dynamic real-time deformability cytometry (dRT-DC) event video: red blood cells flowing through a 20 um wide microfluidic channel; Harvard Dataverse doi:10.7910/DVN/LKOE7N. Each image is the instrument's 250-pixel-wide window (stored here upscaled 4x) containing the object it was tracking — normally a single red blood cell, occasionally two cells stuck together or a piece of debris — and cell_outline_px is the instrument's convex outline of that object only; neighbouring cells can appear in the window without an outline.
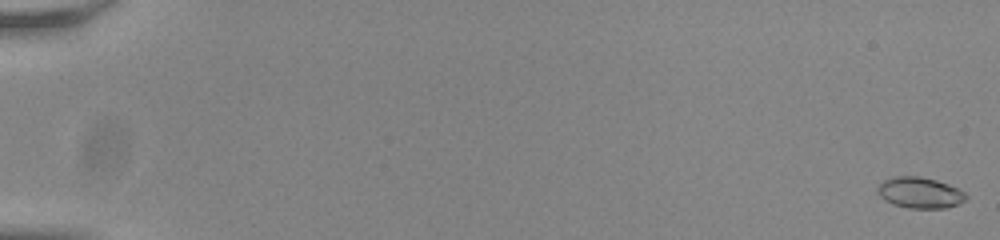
{"species": "common noctule bat (a hibernating species)", "species_latin": "Nyctalus noctula", "temperature_condition": "room temperature", "stored_images_in_passage": 56, "camera_frame_rate_fps": 3000, "um_per_image_px": 0.085, "animal": {"sex": "male", "body_mass_g": 20.0, "forearm_length_mm": 53.3}, "frame": {"image": 1, "passage_image": 1, "time_ms": 0.0, "image_size_px": [1000, 240], "cell_outline_px": [[968, 196], [964, 200], [956, 204], [944, 208], [908, 208], [892, 204], [884, 200], [876, 192], [876, 188], [884, 180], [892, 176], [920, 176], [936, 180], [948, 184], [964, 192]], "centroid_in_image_um": [78.13, 16.37], "position_along_channel_um": 6.9, "area_um2": 15.95}}
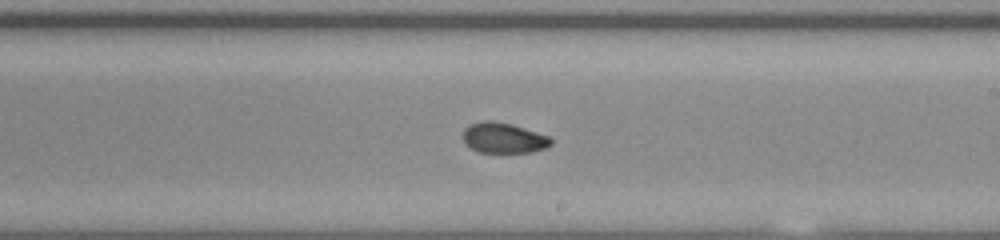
{"frame": {"image": 2, "passage_image": 35, "time_ms": 11.333, "image_size_px": [1000, 240], "cell_outline_px": [[552, 144], [544, 148], [528, 152], [480, 152], [464, 144], [464, 128], [468, 124], [484, 120], [492, 120], [512, 124], [548, 136], [552, 140]], "centroid_in_image_um": [42.77, 11.71], "position_along_channel_um": 246.2, "area_um2": 15.49}}
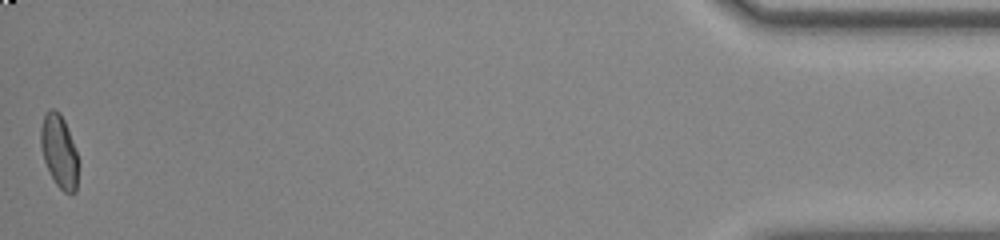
{"frame": {"image": 3, "passage_image": 56, "time_ms": 18.333, "image_size_px": [1000, 240], "cell_outline_px": [[76, 192], [64, 192], [56, 184], [44, 160], [40, 144], [40, 128], [44, 116], [52, 108], [60, 112], [64, 120], [76, 152]], "centroid_in_image_um": [4.99, 12.82], "position_along_channel_um": 430.2, "area_um2": 15.32}, "authors_computed_cell_mechanics": {"area_um2": 15.8372, "velocity_mm_per_s": 3.8168, "shape_relaxation_time_tau1_ms": null, "shape_relaxation_time_tau2_ms": 2.0667, "deformation_change_tau1": null, "deformation_change_tau2": 0.0532}}